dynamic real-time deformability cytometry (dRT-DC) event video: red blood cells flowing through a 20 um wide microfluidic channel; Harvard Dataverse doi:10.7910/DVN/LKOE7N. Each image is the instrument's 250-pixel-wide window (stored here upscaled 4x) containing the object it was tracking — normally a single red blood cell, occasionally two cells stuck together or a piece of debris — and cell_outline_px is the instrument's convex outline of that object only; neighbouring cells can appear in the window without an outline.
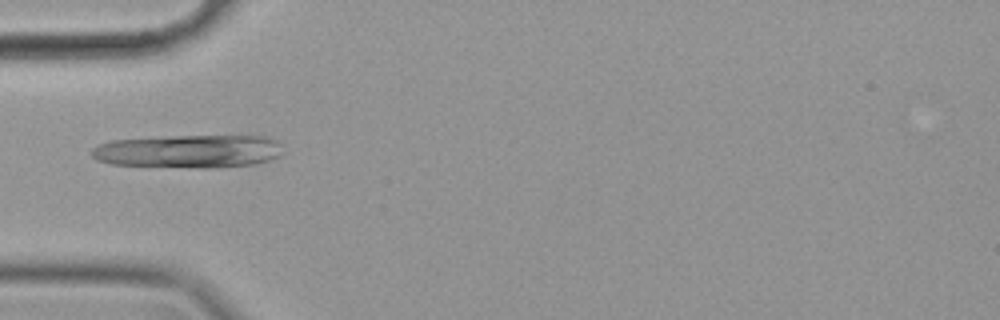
{"species": "common noctule bat (a hibernating species)", "species_latin": "Nyctalus noctula", "temperature_condition": "cold", "stored_images_in_passage": 40, "camera_frame_rate_fps": 3000, "um_per_image_px": 0.085, "animal": {"sex": "female", "body_mass_g": 19.9}, "frame": {"image": 1, "passage_image": 1, "time_ms": 0.0, "image_size_px": [1000, 320], "cell_outline_px": [[280, 156], [268, 160], [252, 164], [212, 168], [200, 168], [112, 164], [96, 160], [92, 156], [92, 148], [100, 144], [112, 140], [172, 136], [264, 136], [276, 140], [280, 144]], "centroid_in_image_um": [16.02, 12.86], "position_along_channel_um": 69.0, "area_um2": 36.76}}
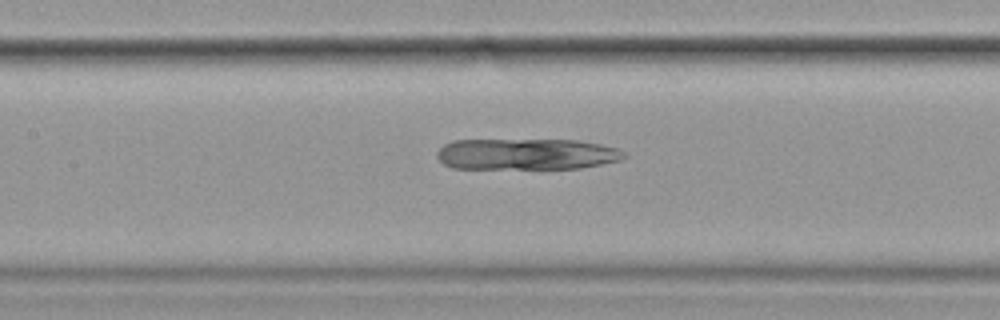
{"frame": {"image": 2, "passage_image": 9, "time_ms": 2.667, "image_size_px": [1000, 320], "cell_outline_px": [[628, 156], [620, 160], [580, 168], [452, 168], [444, 164], [436, 156], [436, 152], [444, 144], [452, 140], [580, 140], [620, 148]], "centroid_in_image_um": [44.76, 13.09], "position_along_channel_um": 162.6, "area_um2": 34.1}}
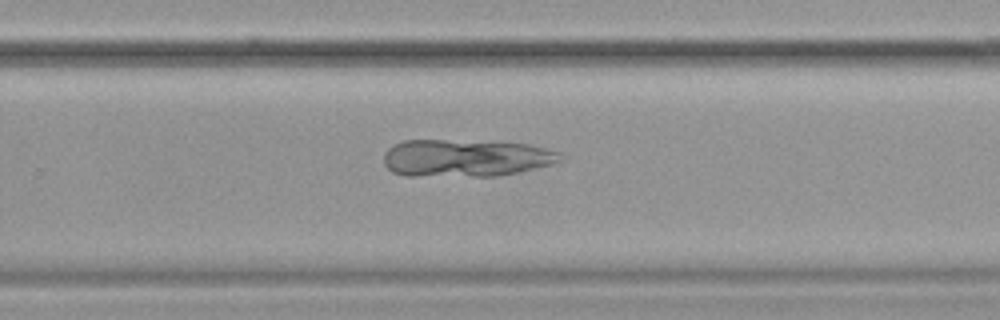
{"frame": {"image": 3, "passage_image": 20, "time_ms": 6.333, "image_size_px": [1000, 320], "cell_outline_px": [[568, 156], [564, 160], [552, 164], [516, 172], [496, 176], [408, 176], [392, 172], [384, 164], [384, 152], [392, 144], [404, 140], [444, 140], [528, 144], [560, 152]], "centroid_in_image_um": [39.58, 13.43], "position_along_channel_um": 290.2, "area_um2": 38.55}}